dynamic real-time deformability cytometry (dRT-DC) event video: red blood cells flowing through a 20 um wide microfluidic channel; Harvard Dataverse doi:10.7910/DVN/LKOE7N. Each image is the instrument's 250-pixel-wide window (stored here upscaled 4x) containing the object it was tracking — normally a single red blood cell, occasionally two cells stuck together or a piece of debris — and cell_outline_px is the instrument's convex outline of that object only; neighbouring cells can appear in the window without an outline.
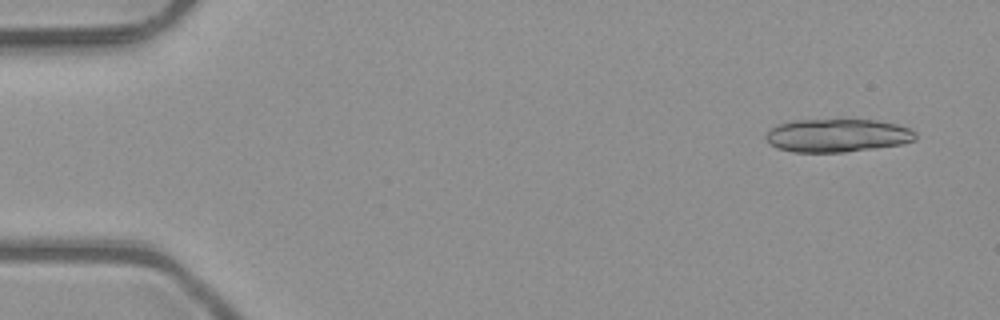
{"species": "common noctule bat (a hibernating species)", "species_latin": "Nyctalus noctula", "temperature_condition": "room temperature", "stored_images_in_passage": 3, "segment_of_instrument_passage": [2, 2], "camera_frame_rate_fps": 3000, "um_per_image_px": 0.085, "animal": {"sex": "male", "body_mass_g": 23.1, "forearm_length_mm": 52.7}, "frame": {"image": 1, "passage_image": 3, "time_ms": 0.667, "image_size_px": [1000, 320], "cell_outline_px": [[916, 140], [904, 144], [844, 152], [796, 152], [776, 148], [764, 136], [776, 124], [792, 120], [876, 120], [896, 124], [912, 128], [916, 132]], "centroid_in_image_um": [71.21, 11.51], "position_along_channel_um": 13.8, "area_um2": 29.02}}